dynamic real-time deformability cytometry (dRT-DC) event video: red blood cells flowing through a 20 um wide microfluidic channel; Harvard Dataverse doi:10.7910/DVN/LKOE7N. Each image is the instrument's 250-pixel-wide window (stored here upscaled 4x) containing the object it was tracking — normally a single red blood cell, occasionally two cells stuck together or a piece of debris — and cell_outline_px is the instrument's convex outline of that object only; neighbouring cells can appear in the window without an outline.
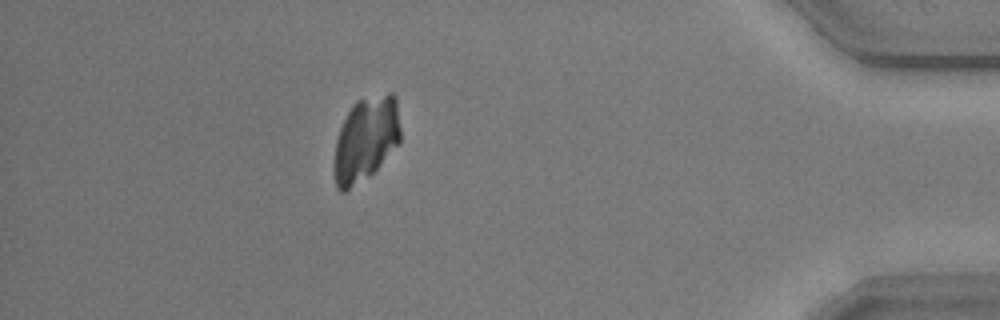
{"species": "common noctule bat (a hibernating species)", "species_latin": "Nyctalus noctula", "temperature_condition": "warm", "stored_images_in_passage": 56, "camera_frame_rate_fps": 3000, "um_per_image_px": 0.085, "animal": {"sex": "male", "body_mass_g": 20.5, "forearm_length_mm": 52.5}, "frame": {"image": 1, "passage_image": 49, "time_ms": 16.0, "image_size_px": [1000, 320], "cell_outline_px": [[400, 144], [372, 172], [344, 192], [340, 192], [336, 188], [336, 140], [340, 128], [352, 104], [356, 100], [388, 92], [392, 92], [396, 96], [400, 128]], "centroid_in_image_um": [31.14, 11.76], "position_along_channel_um": 404.1, "area_um2": 32.14}}